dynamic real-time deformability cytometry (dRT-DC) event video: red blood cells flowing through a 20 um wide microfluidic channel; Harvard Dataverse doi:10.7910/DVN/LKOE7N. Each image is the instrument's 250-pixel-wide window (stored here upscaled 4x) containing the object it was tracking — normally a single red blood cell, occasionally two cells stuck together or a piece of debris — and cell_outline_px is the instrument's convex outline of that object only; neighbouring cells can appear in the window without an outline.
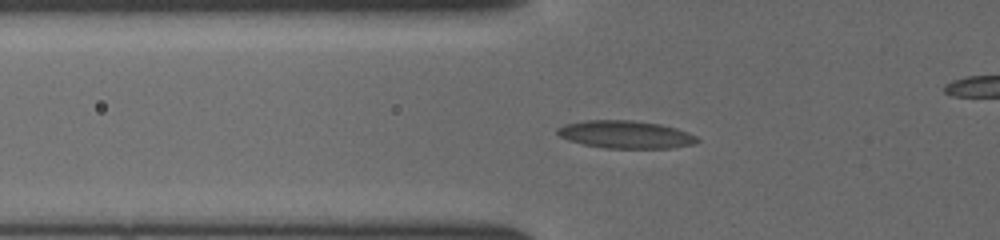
{"species": "common noctule bat (a hibernating species)", "species_latin": "Nyctalus noctula", "temperature_condition": "cold", "stored_images_in_passage": 52, "camera_frame_rate_fps": 3000, "um_per_image_px": 0.085, "animal": {"sex": "female", "body_mass_g": 19.5, "forearm_length_mm": 54.1}, "frame": {"image": 1, "passage_image": 20, "time_ms": 6.333, "image_size_px": [1000, 240], "cell_outline_px": [[700, 140], [696, 144], [672, 148], [604, 148], [584, 144], [568, 140], [560, 136], [556, 132], [556, 128], [564, 124], [584, 120], [632, 120], [660, 124], [676, 128], [688, 132], [696, 136]], "centroid_in_image_um": [53.18, 11.43], "position_along_channel_um": 72.6, "area_um2": 22.72}}
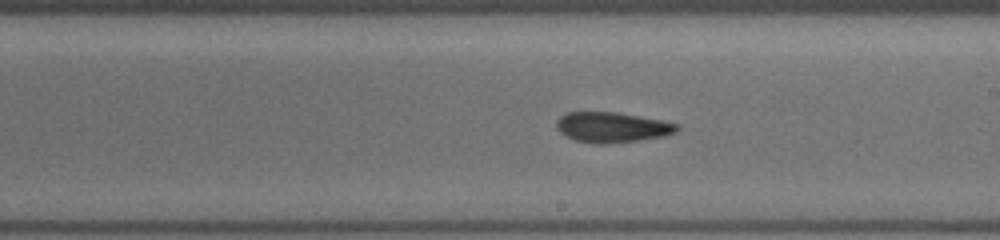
{"frame": {"image": 2, "passage_image": 32, "time_ms": 10.333, "image_size_px": [1000, 240], "cell_outline_px": [[680, 128], [676, 132], [664, 136], [608, 144], [596, 144], [572, 140], [564, 136], [556, 128], [556, 120], [560, 116], [568, 112], [616, 112], [660, 120], [680, 124]], "centroid_in_image_um": [51.99, 10.82], "position_along_channel_um": 237.0, "area_um2": 21.39}}
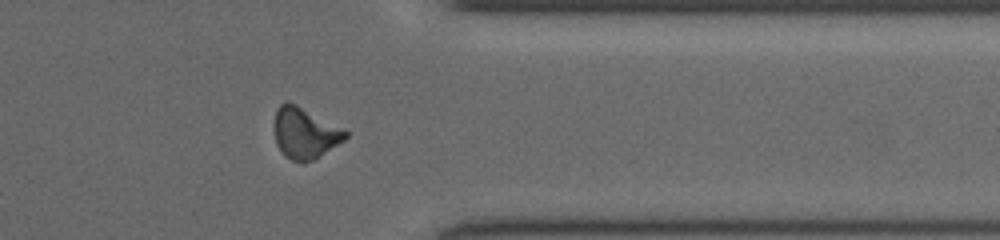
{"frame": {"image": 3, "passage_image": 43, "time_ms": 14.0, "image_size_px": [1000, 240], "cell_outline_px": [[348, 136], [344, 140], [312, 160], [304, 164], [300, 164], [284, 156], [276, 144], [276, 108], [284, 100], [288, 100], [344, 128], [348, 132]], "centroid_in_image_um": [25.92, 11.31], "position_along_channel_um": 385.5, "area_um2": 21.15}}